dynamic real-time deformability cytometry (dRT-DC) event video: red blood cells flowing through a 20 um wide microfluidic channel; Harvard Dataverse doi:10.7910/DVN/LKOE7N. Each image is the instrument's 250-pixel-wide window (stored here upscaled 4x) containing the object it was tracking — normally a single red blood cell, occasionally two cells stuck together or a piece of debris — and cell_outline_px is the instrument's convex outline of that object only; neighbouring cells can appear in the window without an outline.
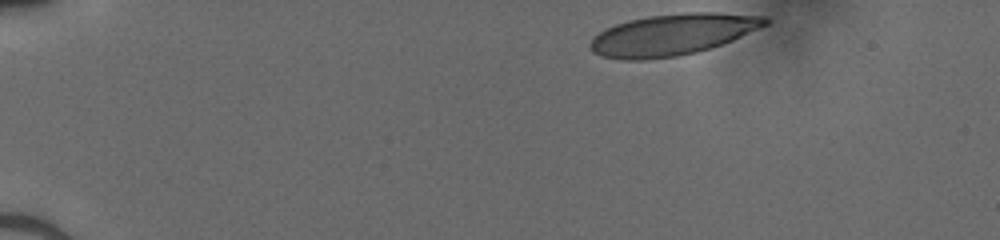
{"species": "human", "species_latin": "Homo sapiens", "temperature_condition": "cold", "stored_images_in_passage": 37, "camera_frame_rate_fps": 3000, "um_per_image_px": 0.085, "donor": {"sex": "male"}, "frame": {"image": 1, "passage_image": 1, "time_ms": 0.0, "image_size_px": [1000, 240], "cell_outline_px": [[768, 24], [732, 40], [696, 52], [676, 56], [644, 60], [624, 60], [600, 56], [592, 52], [588, 44], [592, 36], [616, 24], [628, 20], [648, 16], [688, 12], [720, 12], [764, 16], [768, 20]], "centroid_in_image_um": [57.11, 2.94], "position_along_channel_um": 27.9, "area_um2": 42.08}}
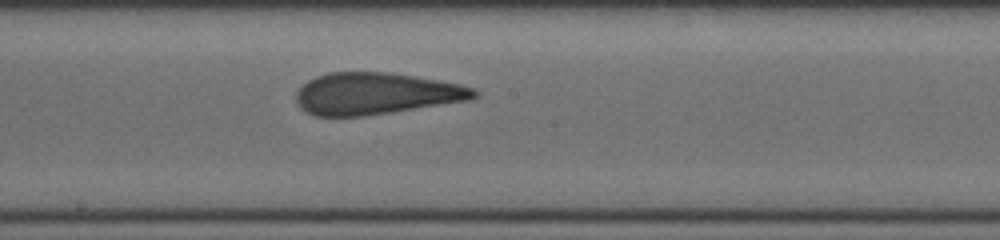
{"frame": {"image": 2, "passage_image": 22, "time_ms": 7.0, "image_size_px": [1000, 240], "cell_outline_px": [[480, 92], [476, 96], [468, 100], [392, 112], [364, 116], [316, 116], [300, 108], [296, 100], [296, 92], [308, 80], [316, 76], [328, 72], [388, 72], [460, 84], [476, 88]], "centroid_in_image_um": [31.94, 7.95], "position_along_channel_um": 216.3, "area_um2": 43.12}}
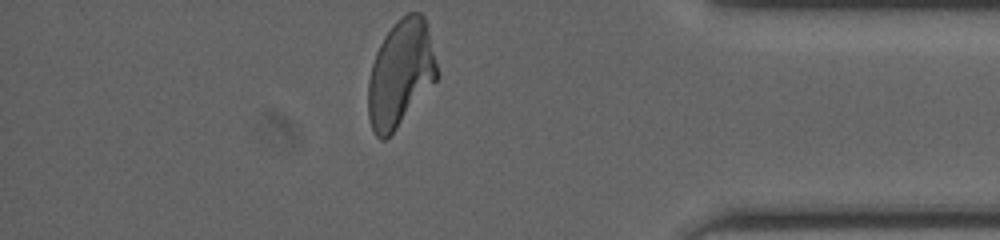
{"frame": {"image": 3, "passage_image": 37, "time_ms": 12.0, "image_size_px": [1000, 240], "cell_outline_px": [[440, 76], [396, 128], [384, 140], [380, 140], [372, 132], [368, 116], [368, 80], [372, 64], [376, 52], [384, 36], [392, 24], [400, 16], [408, 12], [420, 12], [424, 16]], "centroid_in_image_um": [34.03, 6.23], "position_along_channel_um": 401.2, "area_um2": 42.77}}